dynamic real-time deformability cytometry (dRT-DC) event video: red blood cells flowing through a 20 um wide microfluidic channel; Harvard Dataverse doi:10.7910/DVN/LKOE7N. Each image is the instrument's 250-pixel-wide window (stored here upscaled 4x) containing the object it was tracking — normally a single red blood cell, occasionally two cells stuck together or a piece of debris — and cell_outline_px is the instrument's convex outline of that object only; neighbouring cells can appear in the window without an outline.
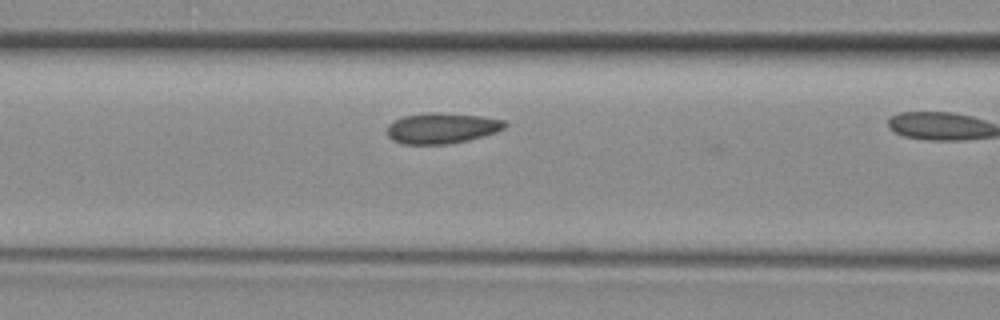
{"species": "common noctule bat (a hibernating species)", "species_latin": "Nyctalus noctula", "temperature_condition": "room temperature", "stored_images_in_passage": 4, "camera_frame_rate_fps": 3000, "um_per_image_px": 0.085, "animal": {"sex": "female", "body_mass_g": 29.2, "forearm_length_mm": 56.3}, "frame": {"image": 1, "passage_image": 3, "time_ms": 0.667, "image_size_px": [1000, 320], "cell_outline_px": [[508, 124], [504, 128], [496, 132], [484, 136], [468, 140], [448, 144], [404, 144], [392, 140], [388, 136], [388, 124], [404, 116], [428, 112], [440, 112], [480, 116], [504, 120]], "centroid_in_image_um": [37.57, 10.89], "position_along_channel_um": 129.0, "area_um2": 21.04}}